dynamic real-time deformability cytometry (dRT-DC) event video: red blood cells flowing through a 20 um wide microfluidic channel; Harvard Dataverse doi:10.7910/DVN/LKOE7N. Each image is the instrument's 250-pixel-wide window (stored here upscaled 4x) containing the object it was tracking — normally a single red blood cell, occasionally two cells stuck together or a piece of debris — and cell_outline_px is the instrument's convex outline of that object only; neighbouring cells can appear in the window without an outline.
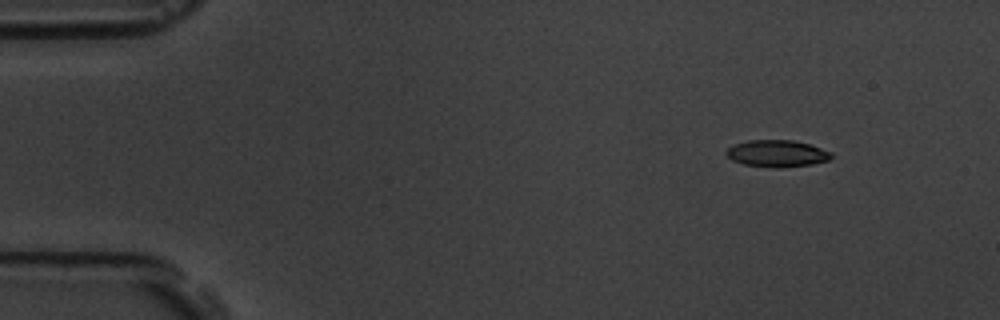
{"species": "common noctule bat (a hibernating species)", "species_latin": "Nyctalus noctula", "temperature_condition": "room temperature", "stored_images_in_passage": 51, "camera_frame_rate_fps": 3000, "um_per_image_px": 0.085, "animal": {"sex": "male", "body_mass_g": 19.5, "forearm_length_mm": 54.6}, "frame": {"image": 1, "passage_image": 1, "time_ms": 0.0, "image_size_px": [1000, 320], "cell_outline_px": [[832, 156], [828, 160], [812, 164], [776, 168], [744, 164], [732, 160], [724, 152], [732, 144], [748, 140], [792, 140], [808, 144], [832, 152]], "centroid_in_image_um": [66.01, 13.04], "position_along_channel_um": 19.0, "area_um2": 16.36}}
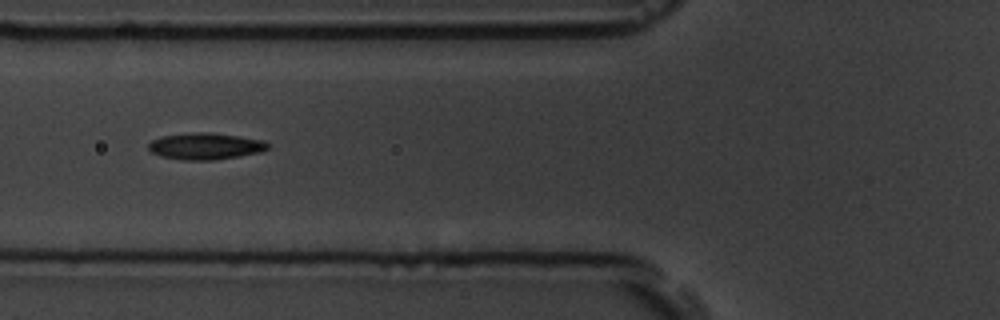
{"frame": {"image": 2, "passage_image": 16, "time_ms": 5.0, "image_size_px": [1000, 320], "cell_outline_px": [[268, 148], [260, 152], [240, 156], [216, 160], [184, 160], [160, 156], [152, 152], [148, 148], [148, 144], [152, 140], [160, 136], [192, 132], [212, 132], [240, 136], [264, 140], [268, 144]], "centroid_in_image_um": [17.45, 12.42], "position_along_channel_um": 108.3, "area_um2": 18.67}}
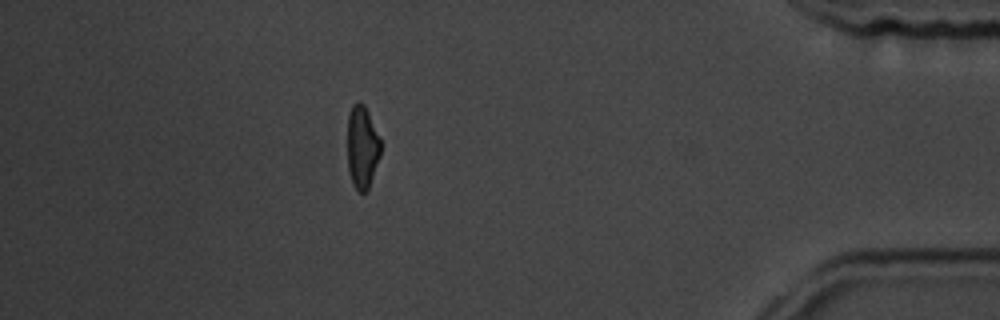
{"frame": {"image": 3, "passage_image": 44, "time_ms": 14.333, "image_size_px": [1000, 320], "cell_outline_px": [[380, 156], [368, 188], [364, 192], [360, 192], [352, 184], [348, 172], [348, 116], [352, 104], [356, 100], [360, 100], [364, 104], [368, 112], [380, 140]], "centroid_in_image_um": [30.76, 12.47], "position_along_channel_um": 404.4, "area_um2": 15.95}, "authors_computed_cell_mechanics": {"area_um2": 17.2244, "velocity_mm_per_s": 3.6677, "shape_relaxation_time_tau1_ms": 3.3762, "shape_relaxation_time_tau2_ms": 1.4405, "deformation_change_tau1": 0.1426, "deformation_change_tau2": 0.0718}}